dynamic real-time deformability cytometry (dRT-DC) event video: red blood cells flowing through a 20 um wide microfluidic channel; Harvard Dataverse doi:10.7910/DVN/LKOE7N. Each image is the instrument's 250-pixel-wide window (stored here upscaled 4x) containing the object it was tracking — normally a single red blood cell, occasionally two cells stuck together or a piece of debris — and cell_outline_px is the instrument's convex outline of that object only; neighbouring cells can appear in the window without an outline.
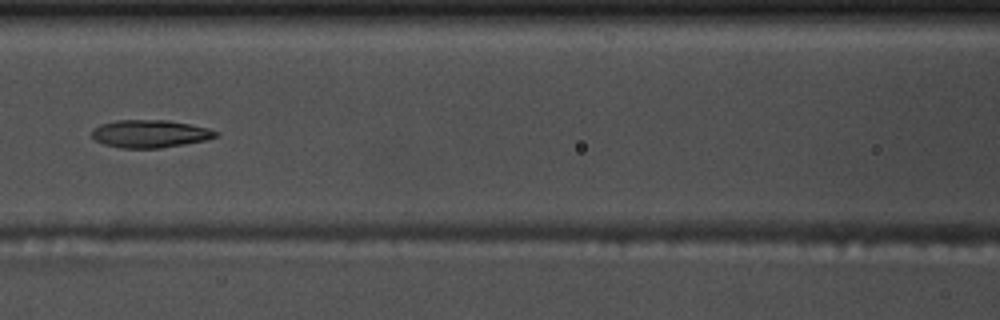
{"species": "common noctule bat (a hibernating species)", "species_latin": "Nyctalus noctula", "temperature_condition": "warm", "stored_images_in_passage": 8, "camera_frame_rate_fps": 3000, "um_per_image_px": 0.085, "animal": {"sex": "male", "body_mass_g": 17.5, "forearm_length_mm": 52.3}, "frame": {"image": 1, "passage_image": 8, "time_ms": 2.333, "image_size_px": [1000, 320], "cell_outline_px": [[220, 136], [204, 140], [184, 144], [160, 148], [120, 148], [104, 144], [96, 140], [92, 136], [92, 128], [100, 124], [116, 120], [168, 120], [208, 128], [220, 132]], "centroid_in_image_um": [12.75, 11.37], "position_along_channel_um": 153.9, "area_um2": 20.06}}